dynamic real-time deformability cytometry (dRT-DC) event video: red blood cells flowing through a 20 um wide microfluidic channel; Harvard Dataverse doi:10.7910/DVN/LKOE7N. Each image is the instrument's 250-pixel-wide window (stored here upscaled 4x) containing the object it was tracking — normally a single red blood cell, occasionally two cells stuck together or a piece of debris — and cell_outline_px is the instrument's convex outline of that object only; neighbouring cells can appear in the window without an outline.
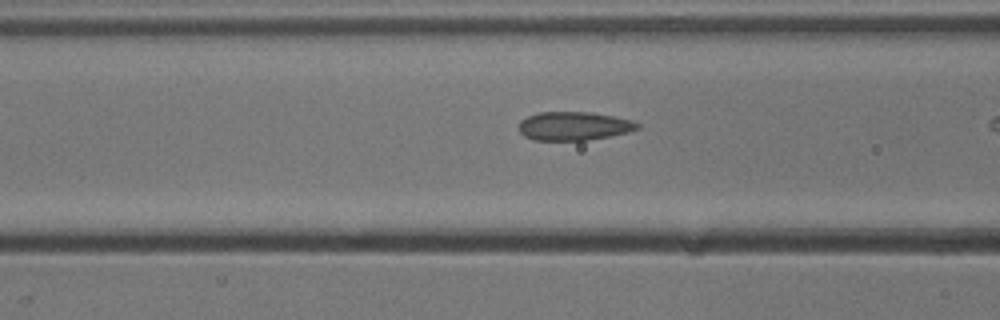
{"species": "common noctule bat (a hibernating species)", "species_latin": "Nyctalus noctula", "temperature_condition": "cold", "stored_images_in_passage": 24, "camera_frame_rate_fps": 3000, "um_per_image_px": 0.085, "animal": {"sex": "male", "body_mass_g": 13.3}, "frame": {"image": 1, "passage_image": 4, "time_ms": 1.0, "image_size_px": [1000, 320], "cell_outline_px": [[640, 128], [628, 132], [608, 136], [584, 140], [536, 140], [524, 136], [520, 132], [520, 120], [528, 116], [540, 112], [588, 112], [612, 116], [632, 120], [640, 124]], "centroid_in_image_um": [48.78, 10.71], "position_along_channel_um": 117.8, "area_um2": 19.54}}
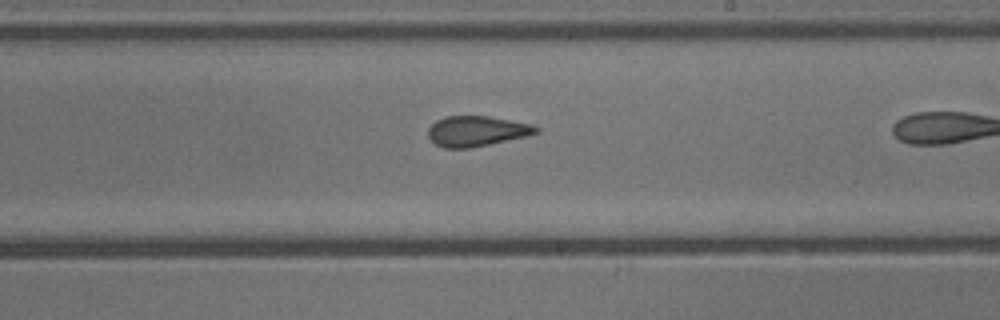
{"frame": {"image": 2, "passage_image": 14, "time_ms": 4.333, "image_size_px": [1000, 320], "cell_outline_px": [[540, 132], [528, 136], [468, 148], [444, 148], [436, 144], [428, 136], [428, 128], [436, 120], [448, 116], [488, 116], [536, 124], [540, 128]], "centroid_in_image_um": [40.58, 11.13], "position_along_channel_um": 248.4, "area_um2": 19.19}}
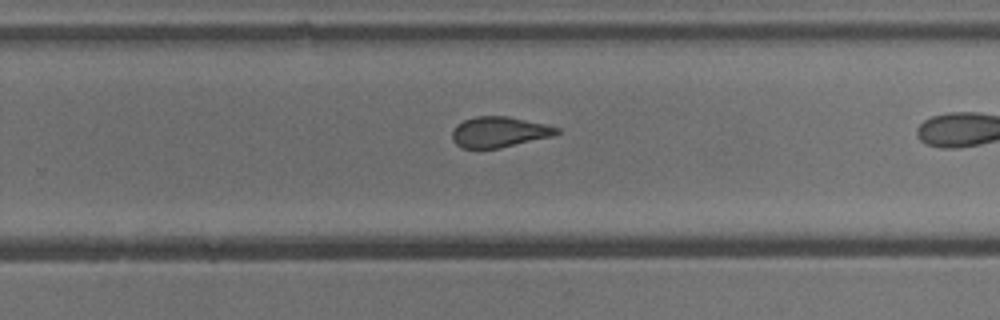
{"frame": {"image": 3, "passage_image": 17, "time_ms": 5.333, "image_size_px": [1000, 320], "cell_outline_px": [[560, 132], [552, 136], [500, 148], [464, 148], [456, 144], [452, 140], [452, 132], [456, 124], [464, 120], [476, 116], [508, 116], [544, 124], [560, 128]], "centroid_in_image_um": [42.41, 11.21], "position_along_channel_um": 287.4, "area_um2": 18.55}}